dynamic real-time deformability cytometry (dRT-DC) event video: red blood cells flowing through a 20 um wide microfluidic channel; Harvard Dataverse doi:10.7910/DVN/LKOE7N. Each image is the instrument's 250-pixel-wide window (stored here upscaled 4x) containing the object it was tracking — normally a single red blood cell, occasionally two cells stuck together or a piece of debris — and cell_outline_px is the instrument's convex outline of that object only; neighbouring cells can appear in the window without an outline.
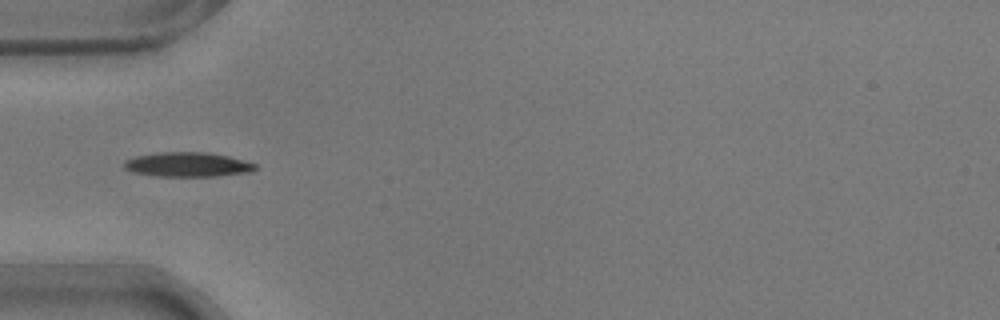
{"species": "common noctule bat (a hibernating species)", "species_latin": "Nyctalus noctula", "temperature_condition": "warm", "stored_images_in_passage": 38, "camera_frame_rate_fps": 3000, "um_per_image_px": 0.085, "animal": {"sex": "male", "body_mass_g": 17.9}, "frame": {"image": 1, "passage_image": 1, "time_ms": 0.0, "image_size_px": [1000, 320], "cell_outline_px": [[260, 168], [252, 172], [216, 176], [156, 176], [132, 172], [124, 168], [124, 160], [136, 156], [160, 152], [204, 152], [228, 156], [244, 160], [256, 164]], "centroid_in_image_um": [15.98, 13.99], "position_along_channel_um": 69.0, "area_um2": 18.84}}
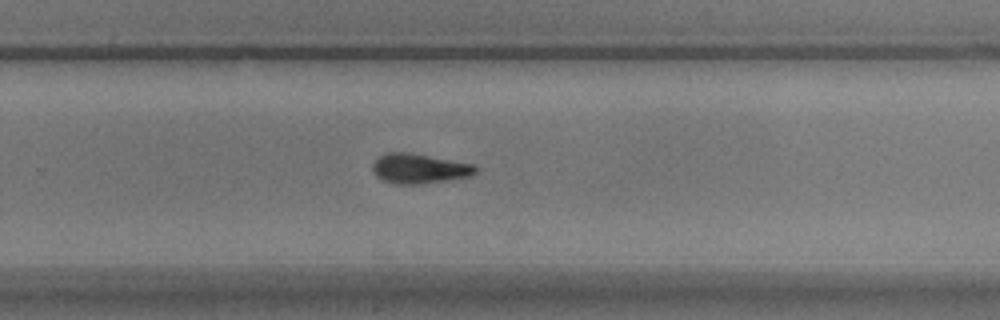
{"frame": {"image": 2, "passage_image": 19, "time_ms": 6.0, "image_size_px": [1000, 320], "cell_outline_px": [[476, 172], [468, 176], [420, 184], [396, 184], [384, 180], [376, 176], [372, 172], [372, 164], [380, 156], [388, 152], [404, 152], [476, 164]], "centroid_in_image_um": [35.6, 14.33], "position_along_channel_um": 294.2, "area_um2": 17.57}}
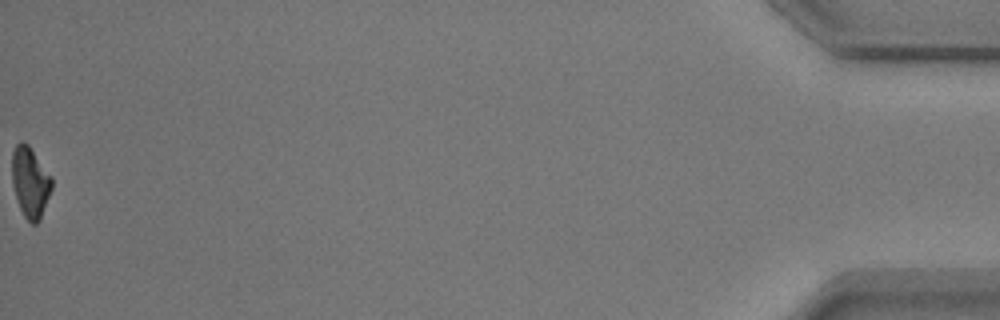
{"frame": {"image": 3, "passage_image": 38, "time_ms": 12.333, "image_size_px": [1000, 320], "cell_outline_px": [[52, 188], [40, 220], [36, 224], [32, 224], [24, 216], [20, 208], [12, 184], [12, 152], [16, 144], [20, 140], [24, 140], [28, 144], [52, 176]], "centroid_in_image_um": [2.57, 15.46], "position_along_channel_um": 432.6, "area_um2": 16.47}, "authors_computed_cell_mechanics": {"area_um2": 17.6868, "velocity_mm_per_s": 3.7554, "shape_relaxation_time_tau1_ms": 3.2112, "shape_relaxation_time_tau2_ms": 6.9463, "deformation_change_tau1": 0.1321, "deformation_change_tau2": 0.1406}}